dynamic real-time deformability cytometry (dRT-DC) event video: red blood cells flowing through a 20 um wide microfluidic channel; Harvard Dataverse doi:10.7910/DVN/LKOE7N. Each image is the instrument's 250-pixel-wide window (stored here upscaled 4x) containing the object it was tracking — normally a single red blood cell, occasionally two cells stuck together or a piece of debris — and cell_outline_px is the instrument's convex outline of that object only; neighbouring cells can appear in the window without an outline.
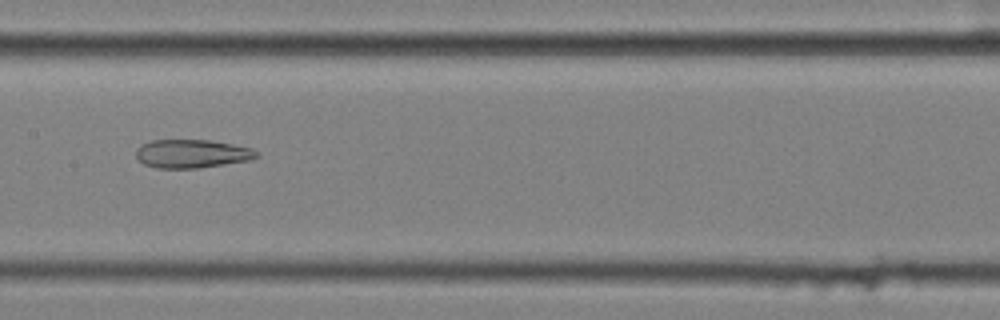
{"species": "common noctule bat (a hibernating species)", "species_latin": "Nyctalus noctula", "temperature_condition": "cold", "stored_images_in_passage": 43, "camera_frame_rate_fps": 3000, "um_per_image_px": 0.085, "animal": {"sex": "female", "body_mass_g": 25.1}, "frame": {"image": 1, "passage_image": 15, "time_ms": 4.667, "image_size_px": [1000, 320], "cell_outline_px": [[260, 156], [248, 160], [196, 168], [156, 168], [144, 164], [136, 156], [136, 148], [140, 144], [152, 140], [212, 140], [252, 148]], "centroid_in_image_um": [16.27, 13.05], "position_along_channel_um": 191.1, "area_um2": 19.88}}
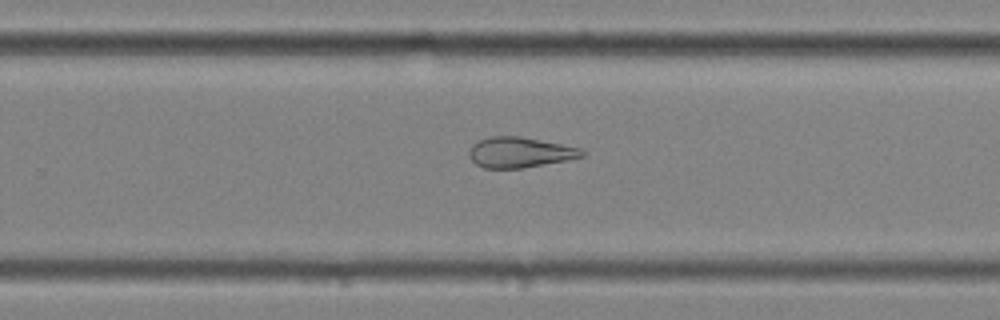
{"frame": {"image": 2, "passage_image": 23, "time_ms": 7.333, "image_size_px": [1000, 320], "cell_outline_px": [[584, 156], [568, 160], [524, 168], [484, 168], [476, 164], [468, 156], [468, 152], [472, 144], [480, 140], [492, 136], [520, 136], [580, 148], [584, 152]], "centroid_in_image_um": [44.16, 12.96], "position_along_channel_um": 285.6, "area_um2": 19.94}}
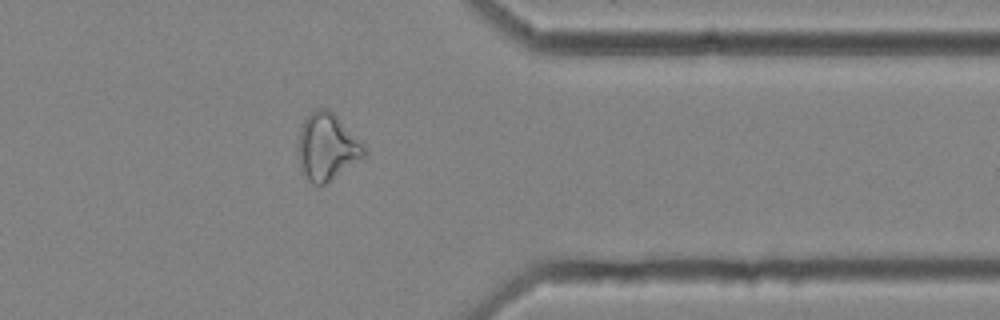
{"frame": {"image": 3, "passage_image": 32, "time_ms": 10.333, "image_size_px": [1000, 320], "cell_outline_px": [[368, 152], [364, 156], [324, 184], [312, 184], [308, 180], [300, 168], [296, 152], [300, 128], [304, 120], [312, 108], [324, 108], [332, 112], [364, 144]], "centroid_in_image_um": [27.75, 12.46], "position_along_channel_um": 383.6, "area_um2": 25.66}, "authors_computed_cell_mechanics": {"area_um2": 23.5824, "velocity_mm_per_s": 3.5478, "shape_relaxation_time_tau1_ms": null, "shape_relaxation_time_tau2_ms": 4.2688, "deformation_change_tau1": null, "deformation_change_tau2": 0.137}}